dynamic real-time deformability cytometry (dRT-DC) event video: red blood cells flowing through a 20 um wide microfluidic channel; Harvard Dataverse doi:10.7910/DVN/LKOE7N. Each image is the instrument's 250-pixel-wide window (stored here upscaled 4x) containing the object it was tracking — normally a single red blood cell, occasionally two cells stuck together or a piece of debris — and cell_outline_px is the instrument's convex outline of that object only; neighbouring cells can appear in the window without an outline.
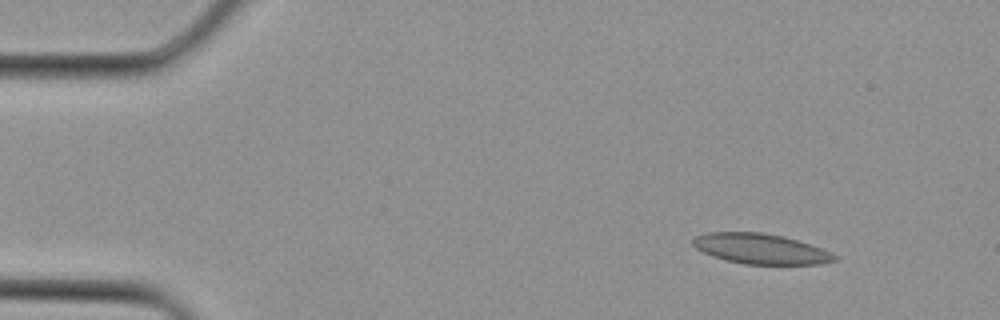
{"species": "Egyptian fruit bat (a non-hibernating species)", "species_latin": "Rousettus aegyptiacus", "temperature_condition": "cold", "stored_images_in_passage": 2, "camera_frame_rate_fps": 3000, "um_per_image_px": 0.085, "animal": {"sex": "female"}, "frame": {"image": 1, "passage_image": 1, "time_ms": 0.0, "image_size_px": [1000, 320], "cell_outline_px": [[836, 260], [820, 264], [744, 264], [712, 256], [696, 248], [692, 244], [692, 240], [696, 236], [708, 232], [764, 232], [784, 236], [820, 248], [836, 256]], "centroid_in_image_um": [64.62, 21.14], "position_along_channel_um": 20.4, "area_um2": 24.68}}
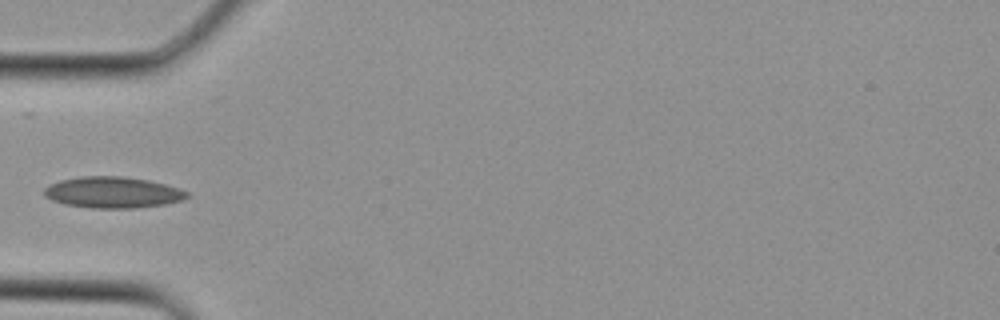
{"frame": {"image": 2, "passage_image": 2, "time_ms": 0.333, "image_size_px": [1000, 320], "cell_outline_px": [[192, 196], [180, 200], [164, 204], [136, 208], [92, 208], [64, 204], [52, 200], [44, 196], [44, 188], [60, 180], [80, 176], [120, 176], [148, 180], [180, 188], [188, 192]], "centroid_in_image_um": [9.59, 16.35], "position_along_channel_um": 75.4, "area_um2": 25.95}}